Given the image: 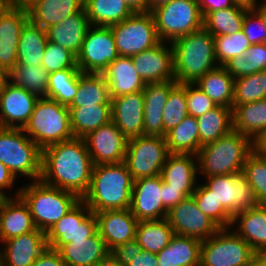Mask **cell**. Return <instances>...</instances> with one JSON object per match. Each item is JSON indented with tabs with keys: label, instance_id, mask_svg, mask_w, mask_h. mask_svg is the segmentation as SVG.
Here are the masks:
<instances>
[{
	"label": "cell",
	"instance_id": "6da1fadb",
	"mask_svg": "<svg viewBox=\"0 0 266 266\" xmlns=\"http://www.w3.org/2000/svg\"><path fill=\"white\" fill-rule=\"evenodd\" d=\"M93 166L84 139L73 137L42 150L40 180L82 199L89 189Z\"/></svg>",
	"mask_w": 266,
	"mask_h": 266
},
{
	"label": "cell",
	"instance_id": "7a4b0ae2",
	"mask_svg": "<svg viewBox=\"0 0 266 266\" xmlns=\"http://www.w3.org/2000/svg\"><path fill=\"white\" fill-rule=\"evenodd\" d=\"M133 183L124 162L94 165L89 189L82 200L93 213L128 209Z\"/></svg>",
	"mask_w": 266,
	"mask_h": 266
},
{
	"label": "cell",
	"instance_id": "3957f363",
	"mask_svg": "<svg viewBox=\"0 0 266 266\" xmlns=\"http://www.w3.org/2000/svg\"><path fill=\"white\" fill-rule=\"evenodd\" d=\"M174 75L178 84H195L208 71L218 67L214 36L204 27L172 43Z\"/></svg>",
	"mask_w": 266,
	"mask_h": 266
},
{
	"label": "cell",
	"instance_id": "277c9868",
	"mask_svg": "<svg viewBox=\"0 0 266 266\" xmlns=\"http://www.w3.org/2000/svg\"><path fill=\"white\" fill-rule=\"evenodd\" d=\"M253 151L252 141L232 129L218 140L203 145L197 153L198 173L212 177L240 173L247 156Z\"/></svg>",
	"mask_w": 266,
	"mask_h": 266
},
{
	"label": "cell",
	"instance_id": "5b68a950",
	"mask_svg": "<svg viewBox=\"0 0 266 266\" xmlns=\"http://www.w3.org/2000/svg\"><path fill=\"white\" fill-rule=\"evenodd\" d=\"M19 196L28 205L37 229L45 233L81 200L76 194L41 180L23 185Z\"/></svg>",
	"mask_w": 266,
	"mask_h": 266
},
{
	"label": "cell",
	"instance_id": "8992f818",
	"mask_svg": "<svg viewBox=\"0 0 266 266\" xmlns=\"http://www.w3.org/2000/svg\"><path fill=\"white\" fill-rule=\"evenodd\" d=\"M42 150L72 139L69 107L48 98H39L31 117L22 128Z\"/></svg>",
	"mask_w": 266,
	"mask_h": 266
},
{
	"label": "cell",
	"instance_id": "52a82bcc",
	"mask_svg": "<svg viewBox=\"0 0 266 266\" xmlns=\"http://www.w3.org/2000/svg\"><path fill=\"white\" fill-rule=\"evenodd\" d=\"M22 128L0 127V162L17 178L39 181L42 175V149Z\"/></svg>",
	"mask_w": 266,
	"mask_h": 266
},
{
	"label": "cell",
	"instance_id": "ba28073f",
	"mask_svg": "<svg viewBox=\"0 0 266 266\" xmlns=\"http://www.w3.org/2000/svg\"><path fill=\"white\" fill-rule=\"evenodd\" d=\"M161 41L172 43L203 28V15L197 0H172L151 11Z\"/></svg>",
	"mask_w": 266,
	"mask_h": 266
},
{
	"label": "cell",
	"instance_id": "9c48e42d",
	"mask_svg": "<svg viewBox=\"0 0 266 266\" xmlns=\"http://www.w3.org/2000/svg\"><path fill=\"white\" fill-rule=\"evenodd\" d=\"M255 251L231 228H220L202 241L200 266H252Z\"/></svg>",
	"mask_w": 266,
	"mask_h": 266
},
{
	"label": "cell",
	"instance_id": "30bf717a",
	"mask_svg": "<svg viewBox=\"0 0 266 266\" xmlns=\"http://www.w3.org/2000/svg\"><path fill=\"white\" fill-rule=\"evenodd\" d=\"M110 28L119 56L132 57L161 42L151 12H134Z\"/></svg>",
	"mask_w": 266,
	"mask_h": 266
},
{
	"label": "cell",
	"instance_id": "8fae6325",
	"mask_svg": "<svg viewBox=\"0 0 266 266\" xmlns=\"http://www.w3.org/2000/svg\"><path fill=\"white\" fill-rule=\"evenodd\" d=\"M169 154L165 137L143 135L128 140L124 163L134 180L155 177Z\"/></svg>",
	"mask_w": 266,
	"mask_h": 266
},
{
	"label": "cell",
	"instance_id": "7c38bea8",
	"mask_svg": "<svg viewBox=\"0 0 266 266\" xmlns=\"http://www.w3.org/2000/svg\"><path fill=\"white\" fill-rule=\"evenodd\" d=\"M119 57L110 26L91 25L76 56L83 73H103Z\"/></svg>",
	"mask_w": 266,
	"mask_h": 266
},
{
	"label": "cell",
	"instance_id": "4fadbf2b",
	"mask_svg": "<svg viewBox=\"0 0 266 266\" xmlns=\"http://www.w3.org/2000/svg\"><path fill=\"white\" fill-rule=\"evenodd\" d=\"M218 203L232 215L256 208L259 203L243 172L205 178Z\"/></svg>",
	"mask_w": 266,
	"mask_h": 266
},
{
	"label": "cell",
	"instance_id": "5bb4252c",
	"mask_svg": "<svg viewBox=\"0 0 266 266\" xmlns=\"http://www.w3.org/2000/svg\"><path fill=\"white\" fill-rule=\"evenodd\" d=\"M97 219L81 199L46 233L48 247L58 250L71 240H86L97 232Z\"/></svg>",
	"mask_w": 266,
	"mask_h": 266
},
{
	"label": "cell",
	"instance_id": "9a60e30c",
	"mask_svg": "<svg viewBox=\"0 0 266 266\" xmlns=\"http://www.w3.org/2000/svg\"><path fill=\"white\" fill-rule=\"evenodd\" d=\"M166 219L177 235L193 237L204 241L213 236L220 227L206 216L190 196L172 207Z\"/></svg>",
	"mask_w": 266,
	"mask_h": 266
},
{
	"label": "cell",
	"instance_id": "2e32d148",
	"mask_svg": "<svg viewBox=\"0 0 266 266\" xmlns=\"http://www.w3.org/2000/svg\"><path fill=\"white\" fill-rule=\"evenodd\" d=\"M94 165L124 162L128 139L113 121L83 137Z\"/></svg>",
	"mask_w": 266,
	"mask_h": 266
},
{
	"label": "cell",
	"instance_id": "e0dca14e",
	"mask_svg": "<svg viewBox=\"0 0 266 266\" xmlns=\"http://www.w3.org/2000/svg\"><path fill=\"white\" fill-rule=\"evenodd\" d=\"M131 58L137 74L144 83L175 81L174 51L171 43L161 41L153 48Z\"/></svg>",
	"mask_w": 266,
	"mask_h": 266
},
{
	"label": "cell",
	"instance_id": "ac0fdd59",
	"mask_svg": "<svg viewBox=\"0 0 266 266\" xmlns=\"http://www.w3.org/2000/svg\"><path fill=\"white\" fill-rule=\"evenodd\" d=\"M129 209L138 221L167 217L168 210L163 206L161 175L134 180Z\"/></svg>",
	"mask_w": 266,
	"mask_h": 266
},
{
	"label": "cell",
	"instance_id": "d6986e66",
	"mask_svg": "<svg viewBox=\"0 0 266 266\" xmlns=\"http://www.w3.org/2000/svg\"><path fill=\"white\" fill-rule=\"evenodd\" d=\"M28 20L25 8L8 5L0 13V66L8 73L17 65L18 42Z\"/></svg>",
	"mask_w": 266,
	"mask_h": 266
},
{
	"label": "cell",
	"instance_id": "ffe728a7",
	"mask_svg": "<svg viewBox=\"0 0 266 266\" xmlns=\"http://www.w3.org/2000/svg\"><path fill=\"white\" fill-rule=\"evenodd\" d=\"M39 98L8 81L0 92V127L23 128Z\"/></svg>",
	"mask_w": 266,
	"mask_h": 266
},
{
	"label": "cell",
	"instance_id": "44dd1931",
	"mask_svg": "<svg viewBox=\"0 0 266 266\" xmlns=\"http://www.w3.org/2000/svg\"><path fill=\"white\" fill-rule=\"evenodd\" d=\"M0 248L2 266H32L48 247L46 233L36 229L5 240Z\"/></svg>",
	"mask_w": 266,
	"mask_h": 266
},
{
	"label": "cell",
	"instance_id": "7402d4cb",
	"mask_svg": "<svg viewBox=\"0 0 266 266\" xmlns=\"http://www.w3.org/2000/svg\"><path fill=\"white\" fill-rule=\"evenodd\" d=\"M111 121L128 140L143 136V91L111 98Z\"/></svg>",
	"mask_w": 266,
	"mask_h": 266
},
{
	"label": "cell",
	"instance_id": "603a6c76",
	"mask_svg": "<svg viewBox=\"0 0 266 266\" xmlns=\"http://www.w3.org/2000/svg\"><path fill=\"white\" fill-rule=\"evenodd\" d=\"M97 230L109 250L135 239L138 220L131 210H106L95 213Z\"/></svg>",
	"mask_w": 266,
	"mask_h": 266
},
{
	"label": "cell",
	"instance_id": "cb8c5ba5",
	"mask_svg": "<svg viewBox=\"0 0 266 266\" xmlns=\"http://www.w3.org/2000/svg\"><path fill=\"white\" fill-rule=\"evenodd\" d=\"M198 172L196 155L170 153L162 167L161 177L170 188L179 189L190 197L198 185Z\"/></svg>",
	"mask_w": 266,
	"mask_h": 266
},
{
	"label": "cell",
	"instance_id": "d4e9b609",
	"mask_svg": "<svg viewBox=\"0 0 266 266\" xmlns=\"http://www.w3.org/2000/svg\"><path fill=\"white\" fill-rule=\"evenodd\" d=\"M176 81L145 83L143 135L164 137L163 110Z\"/></svg>",
	"mask_w": 266,
	"mask_h": 266
},
{
	"label": "cell",
	"instance_id": "484cf974",
	"mask_svg": "<svg viewBox=\"0 0 266 266\" xmlns=\"http://www.w3.org/2000/svg\"><path fill=\"white\" fill-rule=\"evenodd\" d=\"M57 251L66 266H97L110 254L98 231L86 240H71Z\"/></svg>",
	"mask_w": 266,
	"mask_h": 266
},
{
	"label": "cell",
	"instance_id": "4316f807",
	"mask_svg": "<svg viewBox=\"0 0 266 266\" xmlns=\"http://www.w3.org/2000/svg\"><path fill=\"white\" fill-rule=\"evenodd\" d=\"M90 26L87 12L83 8L46 29L47 38L48 41L70 50L77 56Z\"/></svg>",
	"mask_w": 266,
	"mask_h": 266
},
{
	"label": "cell",
	"instance_id": "83f0119b",
	"mask_svg": "<svg viewBox=\"0 0 266 266\" xmlns=\"http://www.w3.org/2000/svg\"><path fill=\"white\" fill-rule=\"evenodd\" d=\"M19 187L0 211V236L5 240L27 234L37 229L28 205L19 196Z\"/></svg>",
	"mask_w": 266,
	"mask_h": 266
},
{
	"label": "cell",
	"instance_id": "f1b7e54d",
	"mask_svg": "<svg viewBox=\"0 0 266 266\" xmlns=\"http://www.w3.org/2000/svg\"><path fill=\"white\" fill-rule=\"evenodd\" d=\"M110 98L143 91L145 83L137 74L131 57L119 56L103 72Z\"/></svg>",
	"mask_w": 266,
	"mask_h": 266
},
{
	"label": "cell",
	"instance_id": "f546056e",
	"mask_svg": "<svg viewBox=\"0 0 266 266\" xmlns=\"http://www.w3.org/2000/svg\"><path fill=\"white\" fill-rule=\"evenodd\" d=\"M230 228L254 251L266 248V205L259 204L256 208L237 213L232 218Z\"/></svg>",
	"mask_w": 266,
	"mask_h": 266
},
{
	"label": "cell",
	"instance_id": "4dcf8cb0",
	"mask_svg": "<svg viewBox=\"0 0 266 266\" xmlns=\"http://www.w3.org/2000/svg\"><path fill=\"white\" fill-rule=\"evenodd\" d=\"M84 8V0H37L27 8L29 20L44 30Z\"/></svg>",
	"mask_w": 266,
	"mask_h": 266
},
{
	"label": "cell",
	"instance_id": "1f68e13d",
	"mask_svg": "<svg viewBox=\"0 0 266 266\" xmlns=\"http://www.w3.org/2000/svg\"><path fill=\"white\" fill-rule=\"evenodd\" d=\"M202 241L175 234L158 254V266H200Z\"/></svg>",
	"mask_w": 266,
	"mask_h": 266
},
{
	"label": "cell",
	"instance_id": "d6a6232c",
	"mask_svg": "<svg viewBox=\"0 0 266 266\" xmlns=\"http://www.w3.org/2000/svg\"><path fill=\"white\" fill-rule=\"evenodd\" d=\"M233 129L252 142L266 128V99L232 105Z\"/></svg>",
	"mask_w": 266,
	"mask_h": 266
},
{
	"label": "cell",
	"instance_id": "836d02e7",
	"mask_svg": "<svg viewBox=\"0 0 266 266\" xmlns=\"http://www.w3.org/2000/svg\"><path fill=\"white\" fill-rule=\"evenodd\" d=\"M47 43L46 30L28 20L18 42L17 65H42Z\"/></svg>",
	"mask_w": 266,
	"mask_h": 266
},
{
	"label": "cell",
	"instance_id": "e575fe53",
	"mask_svg": "<svg viewBox=\"0 0 266 266\" xmlns=\"http://www.w3.org/2000/svg\"><path fill=\"white\" fill-rule=\"evenodd\" d=\"M217 106L232 108L234 99V78L223 66L208 71L196 83Z\"/></svg>",
	"mask_w": 266,
	"mask_h": 266
},
{
	"label": "cell",
	"instance_id": "d590c367",
	"mask_svg": "<svg viewBox=\"0 0 266 266\" xmlns=\"http://www.w3.org/2000/svg\"><path fill=\"white\" fill-rule=\"evenodd\" d=\"M69 117L73 136L83 138L111 121V105L69 107Z\"/></svg>",
	"mask_w": 266,
	"mask_h": 266
},
{
	"label": "cell",
	"instance_id": "8d00e7d4",
	"mask_svg": "<svg viewBox=\"0 0 266 266\" xmlns=\"http://www.w3.org/2000/svg\"><path fill=\"white\" fill-rule=\"evenodd\" d=\"M111 105L109 87L103 73H81L78 92L68 107Z\"/></svg>",
	"mask_w": 266,
	"mask_h": 266
},
{
	"label": "cell",
	"instance_id": "74e56055",
	"mask_svg": "<svg viewBox=\"0 0 266 266\" xmlns=\"http://www.w3.org/2000/svg\"><path fill=\"white\" fill-rule=\"evenodd\" d=\"M84 8L93 26H111L134 13L124 0H84Z\"/></svg>",
	"mask_w": 266,
	"mask_h": 266
},
{
	"label": "cell",
	"instance_id": "f35d334b",
	"mask_svg": "<svg viewBox=\"0 0 266 266\" xmlns=\"http://www.w3.org/2000/svg\"><path fill=\"white\" fill-rule=\"evenodd\" d=\"M175 235L166 218L161 220L138 221L135 239L145 251L158 254Z\"/></svg>",
	"mask_w": 266,
	"mask_h": 266
},
{
	"label": "cell",
	"instance_id": "ab89813d",
	"mask_svg": "<svg viewBox=\"0 0 266 266\" xmlns=\"http://www.w3.org/2000/svg\"><path fill=\"white\" fill-rule=\"evenodd\" d=\"M196 119L199 127L200 148L218 140L233 129L232 108L216 106Z\"/></svg>",
	"mask_w": 266,
	"mask_h": 266
},
{
	"label": "cell",
	"instance_id": "60d3db41",
	"mask_svg": "<svg viewBox=\"0 0 266 266\" xmlns=\"http://www.w3.org/2000/svg\"><path fill=\"white\" fill-rule=\"evenodd\" d=\"M165 140L170 153L197 155L200 150V135L196 117L188 115L166 133Z\"/></svg>",
	"mask_w": 266,
	"mask_h": 266
},
{
	"label": "cell",
	"instance_id": "b9f144b4",
	"mask_svg": "<svg viewBox=\"0 0 266 266\" xmlns=\"http://www.w3.org/2000/svg\"><path fill=\"white\" fill-rule=\"evenodd\" d=\"M247 9L232 6L207 13L203 18V27L212 36L231 35L242 30L243 18Z\"/></svg>",
	"mask_w": 266,
	"mask_h": 266
},
{
	"label": "cell",
	"instance_id": "7bdbcfd3",
	"mask_svg": "<svg viewBox=\"0 0 266 266\" xmlns=\"http://www.w3.org/2000/svg\"><path fill=\"white\" fill-rule=\"evenodd\" d=\"M49 72L42 65H16L9 73V81L15 86L46 98L48 93Z\"/></svg>",
	"mask_w": 266,
	"mask_h": 266
},
{
	"label": "cell",
	"instance_id": "ee69618b",
	"mask_svg": "<svg viewBox=\"0 0 266 266\" xmlns=\"http://www.w3.org/2000/svg\"><path fill=\"white\" fill-rule=\"evenodd\" d=\"M78 68L64 69L49 73L48 99L68 106L78 92V80L81 75Z\"/></svg>",
	"mask_w": 266,
	"mask_h": 266
},
{
	"label": "cell",
	"instance_id": "f6af8a7d",
	"mask_svg": "<svg viewBox=\"0 0 266 266\" xmlns=\"http://www.w3.org/2000/svg\"><path fill=\"white\" fill-rule=\"evenodd\" d=\"M223 67L234 78L266 69V43L251 44L245 54L228 60Z\"/></svg>",
	"mask_w": 266,
	"mask_h": 266
},
{
	"label": "cell",
	"instance_id": "bcb514c9",
	"mask_svg": "<svg viewBox=\"0 0 266 266\" xmlns=\"http://www.w3.org/2000/svg\"><path fill=\"white\" fill-rule=\"evenodd\" d=\"M266 99V69L234 79L233 105Z\"/></svg>",
	"mask_w": 266,
	"mask_h": 266
},
{
	"label": "cell",
	"instance_id": "7dc6e473",
	"mask_svg": "<svg viewBox=\"0 0 266 266\" xmlns=\"http://www.w3.org/2000/svg\"><path fill=\"white\" fill-rule=\"evenodd\" d=\"M192 197L198 208L220 228H230L233 216L218 203L212 191L203 183H198Z\"/></svg>",
	"mask_w": 266,
	"mask_h": 266
},
{
	"label": "cell",
	"instance_id": "c3c4849f",
	"mask_svg": "<svg viewBox=\"0 0 266 266\" xmlns=\"http://www.w3.org/2000/svg\"><path fill=\"white\" fill-rule=\"evenodd\" d=\"M186 84H176L168 95L163 110L164 137L168 131L179 125L188 116Z\"/></svg>",
	"mask_w": 266,
	"mask_h": 266
},
{
	"label": "cell",
	"instance_id": "681fc988",
	"mask_svg": "<svg viewBox=\"0 0 266 266\" xmlns=\"http://www.w3.org/2000/svg\"><path fill=\"white\" fill-rule=\"evenodd\" d=\"M242 172L253 188L258 203L266 205V156L252 151L246 158Z\"/></svg>",
	"mask_w": 266,
	"mask_h": 266
},
{
	"label": "cell",
	"instance_id": "f907efd6",
	"mask_svg": "<svg viewBox=\"0 0 266 266\" xmlns=\"http://www.w3.org/2000/svg\"><path fill=\"white\" fill-rule=\"evenodd\" d=\"M214 46L216 61L223 66L228 60L245 54L251 44L240 30L231 35L214 36Z\"/></svg>",
	"mask_w": 266,
	"mask_h": 266
},
{
	"label": "cell",
	"instance_id": "816d5d0a",
	"mask_svg": "<svg viewBox=\"0 0 266 266\" xmlns=\"http://www.w3.org/2000/svg\"><path fill=\"white\" fill-rule=\"evenodd\" d=\"M42 66L49 73L70 68H78L76 56L68 49L48 41Z\"/></svg>",
	"mask_w": 266,
	"mask_h": 266
},
{
	"label": "cell",
	"instance_id": "f5cc1de1",
	"mask_svg": "<svg viewBox=\"0 0 266 266\" xmlns=\"http://www.w3.org/2000/svg\"><path fill=\"white\" fill-rule=\"evenodd\" d=\"M188 114L199 117L217 105L196 84H186Z\"/></svg>",
	"mask_w": 266,
	"mask_h": 266
},
{
	"label": "cell",
	"instance_id": "db71d44e",
	"mask_svg": "<svg viewBox=\"0 0 266 266\" xmlns=\"http://www.w3.org/2000/svg\"><path fill=\"white\" fill-rule=\"evenodd\" d=\"M242 31L250 44L266 43V30L262 17L255 10H247Z\"/></svg>",
	"mask_w": 266,
	"mask_h": 266
},
{
	"label": "cell",
	"instance_id": "11a10c76",
	"mask_svg": "<svg viewBox=\"0 0 266 266\" xmlns=\"http://www.w3.org/2000/svg\"><path fill=\"white\" fill-rule=\"evenodd\" d=\"M143 248L137 243L136 239L127 241L115 246L110 250V254L124 266H128L134 256L141 253Z\"/></svg>",
	"mask_w": 266,
	"mask_h": 266
},
{
	"label": "cell",
	"instance_id": "9f6ffc18",
	"mask_svg": "<svg viewBox=\"0 0 266 266\" xmlns=\"http://www.w3.org/2000/svg\"><path fill=\"white\" fill-rule=\"evenodd\" d=\"M163 206L169 211L187 196L179 189L170 188L162 179Z\"/></svg>",
	"mask_w": 266,
	"mask_h": 266
},
{
	"label": "cell",
	"instance_id": "6f0895ef",
	"mask_svg": "<svg viewBox=\"0 0 266 266\" xmlns=\"http://www.w3.org/2000/svg\"><path fill=\"white\" fill-rule=\"evenodd\" d=\"M32 266H66V264L57 250L47 247Z\"/></svg>",
	"mask_w": 266,
	"mask_h": 266
},
{
	"label": "cell",
	"instance_id": "680465c9",
	"mask_svg": "<svg viewBox=\"0 0 266 266\" xmlns=\"http://www.w3.org/2000/svg\"><path fill=\"white\" fill-rule=\"evenodd\" d=\"M197 2L203 17L209 12L234 6L232 0H197Z\"/></svg>",
	"mask_w": 266,
	"mask_h": 266
},
{
	"label": "cell",
	"instance_id": "91938a15",
	"mask_svg": "<svg viewBox=\"0 0 266 266\" xmlns=\"http://www.w3.org/2000/svg\"><path fill=\"white\" fill-rule=\"evenodd\" d=\"M128 266H158L156 254L143 250L134 256Z\"/></svg>",
	"mask_w": 266,
	"mask_h": 266
},
{
	"label": "cell",
	"instance_id": "94428289",
	"mask_svg": "<svg viewBox=\"0 0 266 266\" xmlns=\"http://www.w3.org/2000/svg\"><path fill=\"white\" fill-rule=\"evenodd\" d=\"M16 177L13 175V173L0 162V190L4 191L7 189V191L11 188H14V184L16 181Z\"/></svg>",
	"mask_w": 266,
	"mask_h": 266
},
{
	"label": "cell",
	"instance_id": "6125c7cd",
	"mask_svg": "<svg viewBox=\"0 0 266 266\" xmlns=\"http://www.w3.org/2000/svg\"><path fill=\"white\" fill-rule=\"evenodd\" d=\"M253 151L259 155L266 156V128L255 138Z\"/></svg>",
	"mask_w": 266,
	"mask_h": 266
},
{
	"label": "cell",
	"instance_id": "be15d7a7",
	"mask_svg": "<svg viewBox=\"0 0 266 266\" xmlns=\"http://www.w3.org/2000/svg\"><path fill=\"white\" fill-rule=\"evenodd\" d=\"M134 12H149V0H124Z\"/></svg>",
	"mask_w": 266,
	"mask_h": 266
},
{
	"label": "cell",
	"instance_id": "e7e4bbea",
	"mask_svg": "<svg viewBox=\"0 0 266 266\" xmlns=\"http://www.w3.org/2000/svg\"><path fill=\"white\" fill-rule=\"evenodd\" d=\"M234 5L245 8L247 10H254L256 9L260 4L257 2V0H232Z\"/></svg>",
	"mask_w": 266,
	"mask_h": 266
},
{
	"label": "cell",
	"instance_id": "03108f58",
	"mask_svg": "<svg viewBox=\"0 0 266 266\" xmlns=\"http://www.w3.org/2000/svg\"><path fill=\"white\" fill-rule=\"evenodd\" d=\"M254 264L256 266H266V248L255 251Z\"/></svg>",
	"mask_w": 266,
	"mask_h": 266
},
{
	"label": "cell",
	"instance_id": "003e7915",
	"mask_svg": "<svg viewBox=\"0 0 266 266\" xmlns=\"http://www.w3.org/2000/svg\"><path fill=\"white\" fill-rule=\"evenodd\" d=\"M37 0H8V4L19 8L27 9Z\"/></svg>",
	"mask_w": 266,
	"mask_h": 266
},
{
	"label": "cell",
	"instance_id": "a7ac6f4b",
	"mask_svg": "<svg viewBox=\"0 0 266 266\" xmlns=\"http://www.w3.org/2000/svg\"><path fill=\"white\" fill-rule=\"evenodd\" d=\"M97 266H124V265L119 263L111 254H109Z\"/></svg>",
	"mask_w": 266,
	"mask_h": 266
},
{
	"label": "cell",
	"instance_id": "89a4df30",
	"mask_svg": "<svg viewBox=\"0 0 266 266\" xmlns=\"http://www.w3.org/2000/svg\"><path fill=\"white\" fill-rule=\"evenodd\" d=\"M9 81V73L0 66V92Z\"/></svg>",
	"mask_w": 266,
	"mask_h": 266
},
{
	"label": "cell",
	"instance_id": "2644e50d",
	"mask_svg": "<svg viewBox=\"0 0 266 266\" xmlns=\"http://www.w3.org/2000/svg\"><path fill=\"white\" fill-rule=\"evenodd\" d=\"M172 0H149V12L153 9L171 2Z\"/></svg>",
	"mask_w": 266,
	"mask_h": 266
},
{
	"label": "cell",
	"instance_id": "8c879c8a",
	"mask_svg": "<svg viewBox=\"0 0 266 266\" xmlns=\"http://www.w3.org/2000/svg\"><path fill=\"white\" fill-rule=\"evenodd\" d=\"M261 2L260 5L254 10L262 17L266 30V5L263 3V0Z\"/></svg>",
	"mask_w": 266,
	"mask_h": 266
},
{
	"label": "cell",
	"instance_id": "753ad0ef",
	"mask_svg": "<svg viewBox=\"0 0 266 266\" xmlns=\"http://www.w3.org/2000/svg\"><path fill=\"white\" fill-rule=\"evenodd\" d=\"M6 191H1L0 190V211L2 210V208L4 207L5 203L12 197L10 194H6Z\"/></svg>",
	"mask_w": 266,
	"mask_h": 266
},
{
	"label": "cell",
	"instance_id": "34e18365",
	"mask_svg": "<svg viewBox=\"0 0 266 266\" xmlns=\"http://www.w3.org/2000/svg\"><path fill=\"white\" fill-rule=\"evenodd\" d=\"M8 0H0V13L8 6Z\"/></svg>",
	"mask_w": 266,
	"mask_h": 266
},
{
	"label": "cell",
	"instance_id": "11e5206c",
	"mask_svg": "<svg viewBox=\"0 0 266 266\" xmlns=\"http://www.w3.org/2000/svg\"><path fill=\"white\" fill-rule=\"evenodd\" d=\"M0 266H2V262H1V253H0Z\"/></svg>",
	"mask_w": 266,
	"mask_h": 266
}]
</instances>
